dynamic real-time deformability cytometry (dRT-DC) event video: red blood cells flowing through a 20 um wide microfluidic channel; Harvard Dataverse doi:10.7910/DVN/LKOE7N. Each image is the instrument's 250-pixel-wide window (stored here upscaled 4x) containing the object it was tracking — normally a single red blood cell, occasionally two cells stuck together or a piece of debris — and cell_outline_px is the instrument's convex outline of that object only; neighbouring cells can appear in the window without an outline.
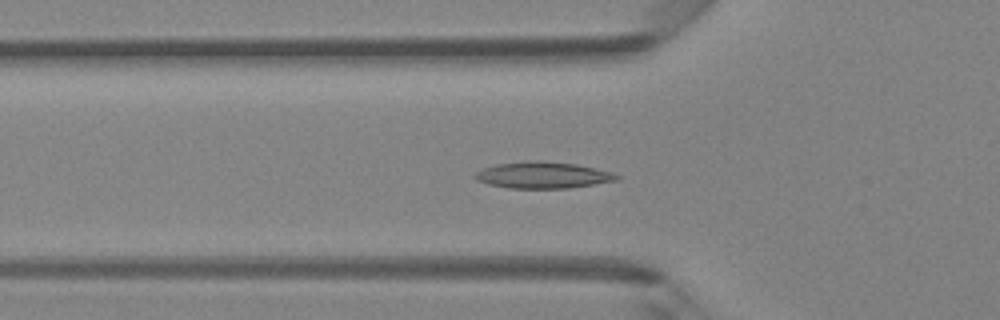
{"species": "Egyptian fruit bat (a non-hibernating species)", "species_latin": "Rousettus aegyptiacus", "temperature_condition": "room temperature", "stored_images_in_passage": 49, "camera_frame_rate_fps": 3000, "um_per_image_px": 0.085, "animal": {"sex": "female"}, "frame": {"image": 1, "passage_image": 17, "time_ms": 5.333, "image_size_px": [1000, 320], "cell_outline_px": [[620, 180], [568, 188], [508, 188], [488, 184], [476, 180], [476, 172], [484, 168], [496, 164], [532, 160], [540, 160], [576, 164], [596, 168], [612, 172], [620, 176]], "centroid_in_image_um": [46.18, 14.88], "position_along_channel_um": 79.6, "area_um2": 21.85}}
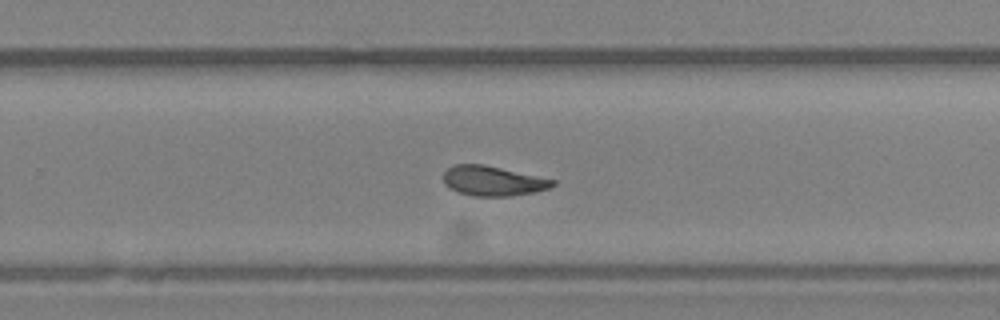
{"frame": {"image": 2, "passage_image": 32, "time_ms": 10.333, "image_size_px": [1000, 320], "cell_outline_px": [[556, 184], [548, 188], [532, 192], [512, 196], [472, 196], [448, 188], [444, 184], [444, 172], [452, 164], [484, 164], [556, 180]], "centroid_in_image_um": [41.87, 15.37], "position_along_channel_um": 287.9, "area_um2": 18.96}}
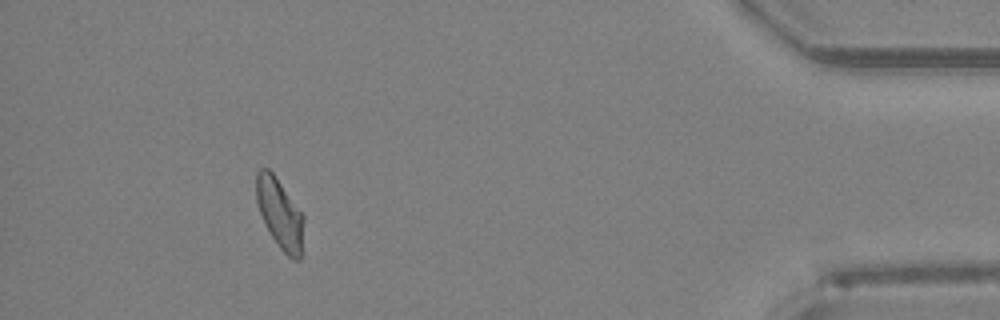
{"frame": {"image": 3, "passage_image": 45, "time_ms": 14.667, "image_size_px": [1000, 320], "cell_outline_px": [[304, 220], [300, 260], [292, 260], [280, 248], [264, 224], [256, 200], [256, 172], [260, 168], [268, 168], [272, 172], [304, 216]], "centroid_in_image_um": [23.77, 18.16], "position_along_channel_um": 411.4, "area_um2": 19.13}, "authors_computed_cell_mechanics": {"area_um2": 19.7098, "velocity_mm_per_s": 4.1732, "shape_relaxation_time_tau1_ms": 7.7041, "shape_relaxation_time_tau2_ms": 2.3618, "deformation_change_tau1": 0.2112, "deformation_change_tau2": 0.0851}}